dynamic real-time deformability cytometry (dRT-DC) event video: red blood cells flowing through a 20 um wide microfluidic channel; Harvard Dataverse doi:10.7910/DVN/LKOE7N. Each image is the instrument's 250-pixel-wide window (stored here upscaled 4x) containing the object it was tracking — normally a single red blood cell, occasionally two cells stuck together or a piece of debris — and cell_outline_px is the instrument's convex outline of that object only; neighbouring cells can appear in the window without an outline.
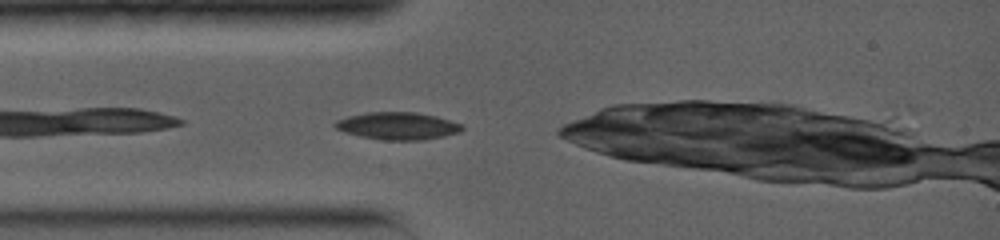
{"species": "common noctule bat (a hibernating species)", "species_latin": "Nyctalus noctula", "temperature_condition": "warm", "stored_images_in_passage": 1, "camera_frame_rate_fps": 5000, "um_per_image_px": 0.085, "animal": {"sex": "female", "body_mass_g": 19.0, "forearm_length_mm": 56.7}, "frame": {"image": 1, "passage_image": 1, "time_ms": 0.0, "image_size_px": [1000, 240], "cell_outline_px": [[464, 128], [460, 132], [444, 136], [424, 140], [384, 140], [360, 136], [344, 132], [336, 128], [332, 124], [336, 120], [348, 116], [368, 112], [416, 112], [436, 116], [464, 124]], "centroid_in_image_um": [33.82, 10.7], "position_along_channel_um": 51.2, "area_um2": 20.4}}